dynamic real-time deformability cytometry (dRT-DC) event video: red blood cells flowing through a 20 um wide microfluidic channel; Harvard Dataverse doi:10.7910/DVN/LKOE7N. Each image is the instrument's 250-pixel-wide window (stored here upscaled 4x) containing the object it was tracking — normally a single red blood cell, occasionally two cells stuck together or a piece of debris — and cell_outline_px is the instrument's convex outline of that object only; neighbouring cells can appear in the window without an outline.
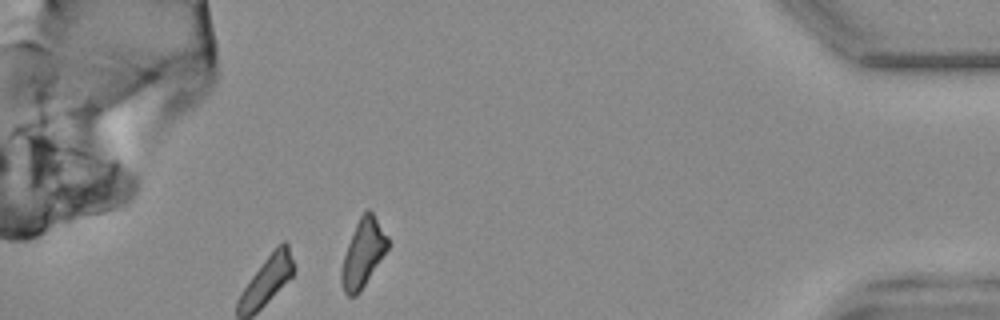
{"species": "common noctule bat (a hibernating species)", "species_latin": "Nyctalus noctula", "temperature_condition": "warm", "stored_images_in_passage": 40, "camera_frame_rate_fps": 3000, "um_per_image_px": 0.085, "animal": {"sex": "female", "body_mass_g": 25.1}, "frame": {"image": 1, "passage_image": 40, "time_ms": 13.0, "image_size_px": [1000, 320], "cell_outline_px": [[388, 248], [360, 292], [356, 296], [348, 296], [344, 292], [340, 280], [340, 272], [344, 256], [348, 244], [356, 224], [360, 216], [368, 208], [372, 212], [388, 236]], "centroid_in_image_um": [30.84, 21.54], "position_along_channel_um": 404.4, "area_um2": 18.03}, "authors_computed_cell_mechanics": {"area_um2": 19.1896, "velocity_mm_per_s": 3.8335, "shape_relaxation_time_tau1_ms": null, "shape_relaxation_time_tau2_ms": 9.8691, "deformation_change_tau1": null, "deformation_change_tau2": 0.2453}}